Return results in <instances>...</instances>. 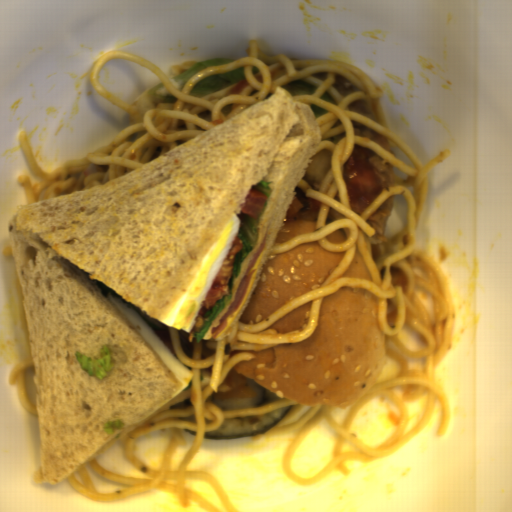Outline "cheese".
<instances>
[{
  "mask_svg": "<svg viewBox=\"0 0 512 512\" xmlns=\"http://www.w3.org/2000/svg\"><path fill=\"white\" fill-rule=\"evenodd\" d=\"M265 251H262L260 253V255L258 256V258H257V260L255 262V264L250 269V270H254V272H253V274H252V276L250 278L249 284L247 286V289L245 291L244 297H243L239 307L234 311V313H233V315L231 317H228L226 327L217 336H215L216 339L219 338L231 326V324L234 322L237 314L239 313V311L243 307V305H244V303H245V301H246V299H247V297H248V295H249V293H250V291H251V289H252V287H253V285L255 283L256 275L258 273V266H259V264H260V262H261V260L263 258V255H264Z\"/></svg>",
  "mask_w": 512,
  "mask_h": 512,
  "instance_id": "obj_1",
  "label": "cheese"
}]
</instances>
